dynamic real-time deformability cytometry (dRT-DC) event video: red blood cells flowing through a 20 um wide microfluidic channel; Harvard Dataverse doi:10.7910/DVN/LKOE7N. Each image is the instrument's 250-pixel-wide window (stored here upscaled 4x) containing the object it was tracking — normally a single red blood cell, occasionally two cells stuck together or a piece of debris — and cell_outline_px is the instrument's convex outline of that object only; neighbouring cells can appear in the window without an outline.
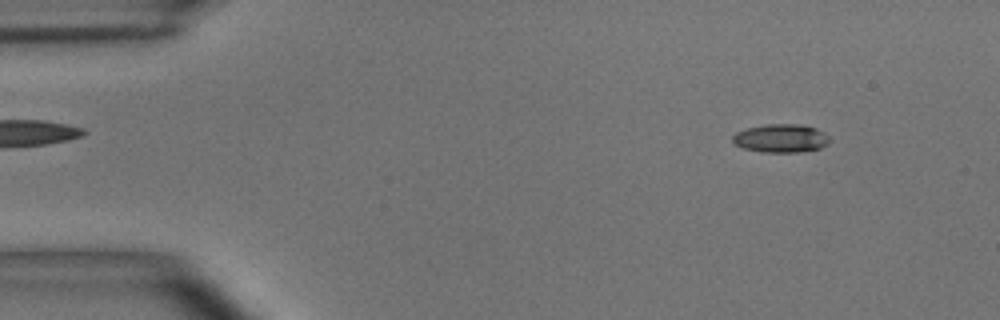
{"species": "common noctule bat (a hibernating species)", "species_latin": "Nyctalus noctula", "temperature_condition": "room temperature", "stored_images_in_passage": 11, "camera_frame_rate_fps": 3000, "um_per_image_px": 0.085, "animal": {"sex": "male", "body_mass_g": 15.6}, "frame": {"image": 1, "passage_image": 6, "time_ms": 1.667, "image_size_px": [1000, 320], "cell_outline_px": [[828, 144], [820, 148], [796, 152], [764, 152], [744, 148], [732, 144], [732, 136], [736, 132], [748, 128], [764, 124], [796, 124], [816, 128], [824, 132], [828, 136]], "centroid_in_image_um": [66.34, 11.75], "position_along_channel_um": 18.7, "area_um2": 15.95}}